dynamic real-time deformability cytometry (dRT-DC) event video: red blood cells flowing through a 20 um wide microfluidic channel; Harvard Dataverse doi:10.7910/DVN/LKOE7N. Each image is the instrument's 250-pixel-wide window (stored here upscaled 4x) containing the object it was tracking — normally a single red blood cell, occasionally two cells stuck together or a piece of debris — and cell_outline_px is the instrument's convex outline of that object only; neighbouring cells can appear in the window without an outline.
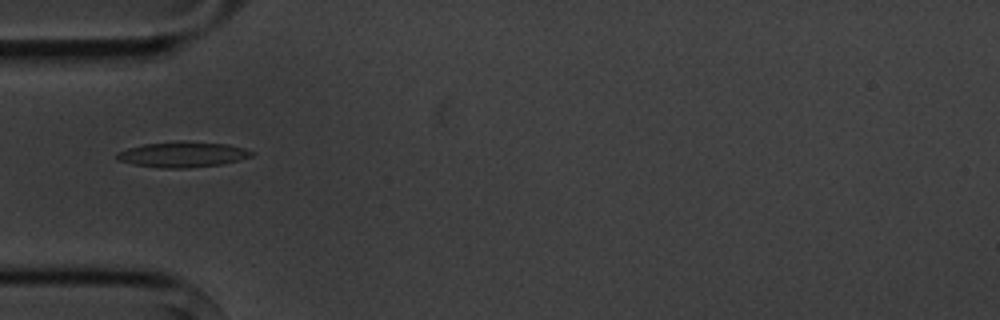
{"species": "common noctule bat (a hibernating species)", "species_latin": "Nyctalus noctula", "temperature_condition": "cold", "stored_images_in_passage": 4, "camera_frame_rate_fps": 3000, "um_per_image_px": 0.085, "animal": {"sex": "male", "body_mass_g": 20.1, "forearm_length_mm": 53.5}, "frame": {"image": 1, "passage_image": 2, "time_ms": 1.0, "image_size_px": [1000, 320], "cell_outline_px": [[256, 152], [252, 156], [240, 160], [220, 164], [188, 168], [160, 168], [132, 164], [116, 160], [116, 152], [128, 148], [144, 144], [176, 140], [184, 140], [228, 144], [244, 148]], "centroid_in_image_um": [15.51, 13.11], "position_along_channel_um": 69.5, "area_um2": 20.4}}
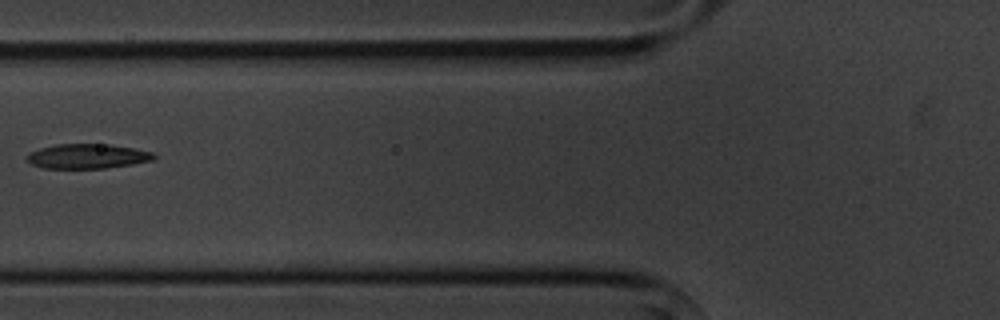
{"frame": {"image": 2, "passage_image": 3, "time_ms": 2.333, "image_size_px": [1000, 320], "cell_outline_px": [[156, 156], [152, 160], [132, 164], [104, 168], [44, 168], [32, 164], [28, 160], [28, 152], [40, 148], [56, 144], [108, 144], [136, 148], [152, 152]], "centroid_in_image_um": [7.44, 13.27], "position_along_channel_um": 118.4, "area_um2": 18.15}}
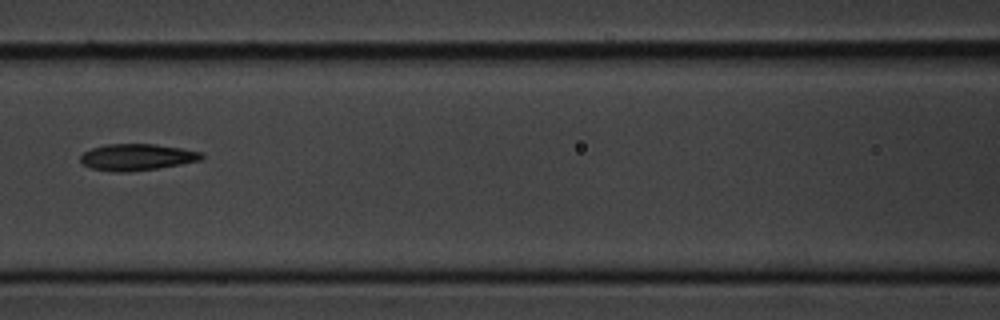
{"frame": {"image": 3, "passage_image": 4, "time_ms": 3.333, "image_size_px": [1000, 320], "cell_outline_px": [[204, 156], [200, 160], [180, 164], [156, 168], [128, 172], [116, 172], [92, 168], [84, 164], [80, 160], [80, 156], [84, 152], [92, 148], [104, 144], [156, 144], [184, 148], [204, 152]], "centroid_in_image_um": [11.67, 13.34], "position_along_channel_um": 154.9, "area_um2": 18.73}}